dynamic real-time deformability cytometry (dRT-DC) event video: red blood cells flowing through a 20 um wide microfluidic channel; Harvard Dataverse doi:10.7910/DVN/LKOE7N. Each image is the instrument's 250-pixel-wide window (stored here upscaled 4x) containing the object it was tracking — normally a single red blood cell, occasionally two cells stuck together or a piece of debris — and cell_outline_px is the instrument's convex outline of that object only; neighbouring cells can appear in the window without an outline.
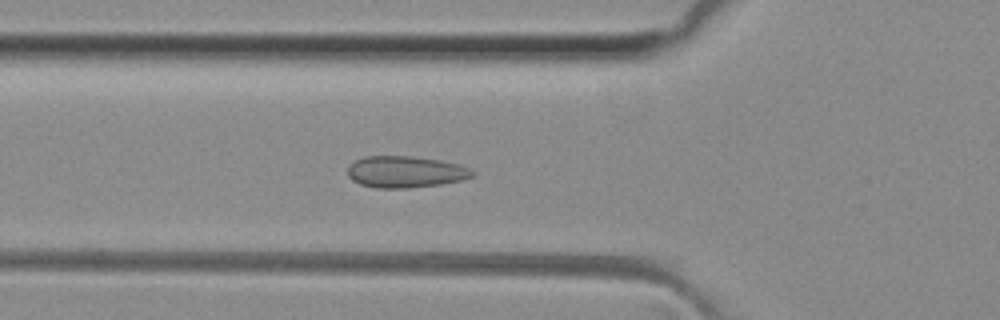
{"species": "common noctule bat (a hibernating species)", "species_latin": "Nyctalus noctula", "temperature_condition": "room temperature", "stored_images_in_passage": 34, "camera_frame_rate_fps": 3000, "um_per_image_px": 0.085, "animal": {"sex": "female", "body_mass_g": 29.2, "forearm_length_mm": 56.3}, "frame": {"image": 1, "passage_image": 11, "time_ms": 3.333, "image_size_px": [1000, 320], "cell_outline_px": [[476, 172], [472, 176], [460, 180], [440, 184], [408, 188], [376, 188], [360, 184], [352, 180], [348, 176], [348, 164], [364, 156], [408, 156], [440, 160], [456, 164], [468, 168]], "centroid_in_image_um": [34.41, 14.61], "position_along_channel_um": 91.4, "area_um2": 22.83}}
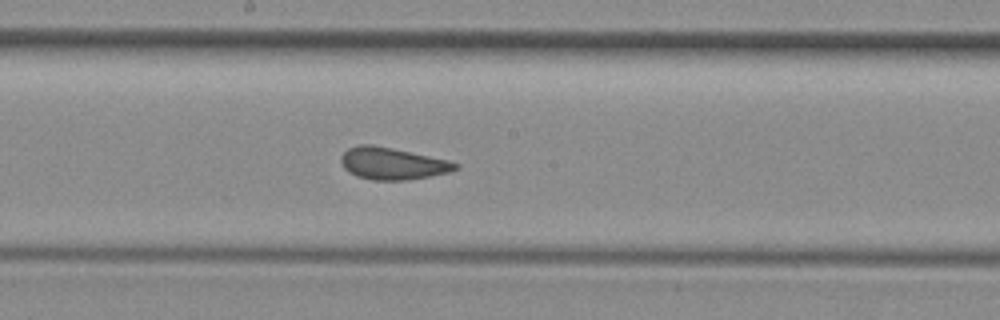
{"frame": {"image": 2, "passage_image": 20, "time_ms": 6.333, "image_size_px": [1000, 320], "cell_outline_px": [[460, 168], [452, 172], [408, 180], [372, 180], [356, 176], [348, 172], [344, 168], [340, 160], [340, 156], [348, 148], [360, 144], [372, 144], [392, 148], [448, 160], [460, 164]], "centroid_in_image_um": [33.36, 13.9], "position_along_channel_um": 214.8, "area_um2": 21.5}}
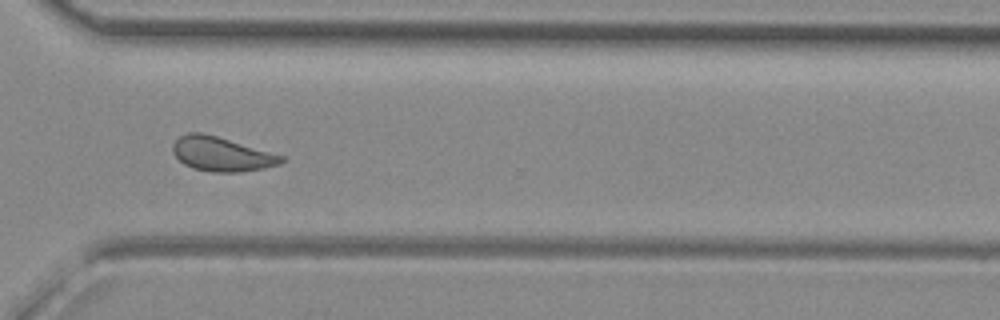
{"frame": {"image": 3, "passage_image": 30, "time_ms": 9.667, "image_size_px": [1000, 320], "cell_outline_px": [[284, 160], [280, 164], [264, 168], [236, 172], [212, 172], [192, 168], [184, 164], [172, 152], [172, 144], [180, 136], [188, 132], [200, 132], [216, 136], [284, 156]], "centroid_in_image_um": [18.8, 13.1], "position_along_channel_um": 351.8, "area_um2": 21.44}, "authors_computed_cell_mechanics": {"area_um2": 21.6172, "velocity_mm_per_s": 4.1029, "shape_relaxation_time_tau1_ms": null, "shape_relaxation_time_tau2_ms": 0.657, "deformation_change_tau1": null, "deformation_change_tau2": 0.0561}}